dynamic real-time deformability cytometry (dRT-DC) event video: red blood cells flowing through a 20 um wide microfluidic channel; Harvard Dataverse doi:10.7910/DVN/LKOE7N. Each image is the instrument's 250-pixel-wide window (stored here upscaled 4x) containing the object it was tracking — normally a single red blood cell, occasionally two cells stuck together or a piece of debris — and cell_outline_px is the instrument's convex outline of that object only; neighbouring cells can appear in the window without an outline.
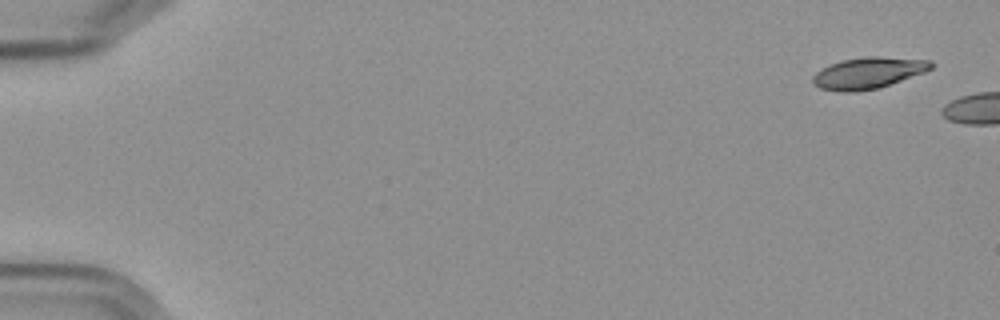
{"species": "Egyptian fruit bat (a non-hibernating species)", "species_latin": "Rousettus aegyptiacus", "temperature_condition": "cold", "stored_images_in_passage": 4, "camera_frame_rate_fps": 3000, "um_per_image_px": 0.085, "frame": {"image": 1, "passage_image": 1, "time_ms": 0.0, "image_size_px": [1000, 320], "cell_outline_px": [[936, 64], [932, 68], [924, 72], [876, 88], [856, 92], [840, 92], [820, 88], [812, 84], [812, 76], [816, 72], [828, 64], [840, 60], [864, 56], [880, 56], [932, 60]], "centroid_in_image_um": [73.77, 6.18], "position_along_channel_um": 11.2, "area_um2": 21.79}}